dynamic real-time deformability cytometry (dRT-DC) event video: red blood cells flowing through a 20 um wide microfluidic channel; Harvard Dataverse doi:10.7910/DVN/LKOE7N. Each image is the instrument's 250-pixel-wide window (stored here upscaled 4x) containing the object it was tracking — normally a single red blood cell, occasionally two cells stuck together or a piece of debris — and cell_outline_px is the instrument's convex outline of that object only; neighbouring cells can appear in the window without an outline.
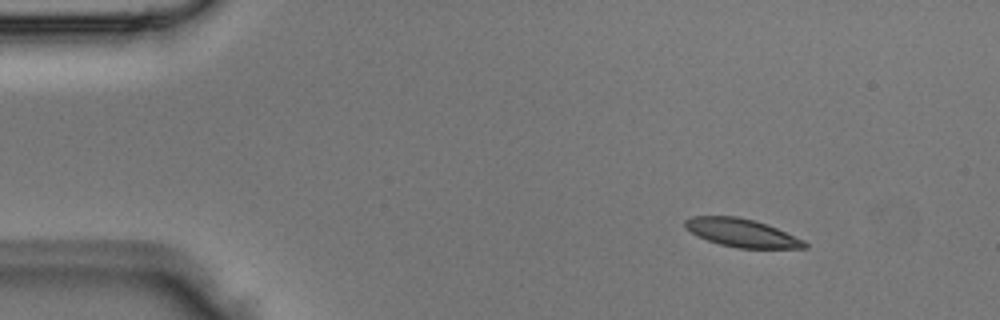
{"species": "Egyptian fruit bat (a non-hibernating species)", "species_latin": "Rousettus aegyptiacus", "temperature_condition": "room temperature", "stored_images_in_passage": 3, "camera_frame_rate_fps": 3000, "um_per_image_px": 0.085, "animal": {"sex": "male"}, "frame": {"image": 1, "passage_image": 1, "time_ms": 0.0, "image_size_px": [1000, 320], "cell_outline_px": [[808, 248], [736, 248], [720, 244], [708, 240], [684, 228], [684, 220], [692, 216], [736, 216], [768, 224], [804, 240], [808, 244]], "centroid_in_image_um": [63.06, 19.79], "position_along_channel_um": 21.9, "area_um2": 19.54}}
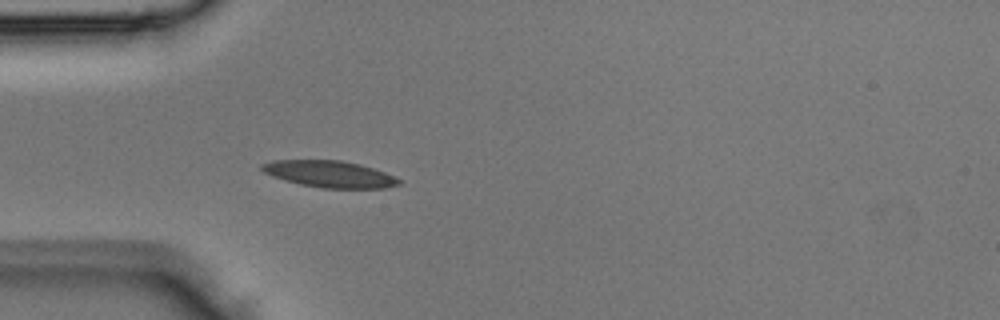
{"frame": {"image": 2, "passage_image": 3, "time_ms": 0.667, "image_size_px": [1000, 320], "cell_outline_px": [[400, 184], [384, 188], [320, 188], [300, 184], [284, 180], [272, 176], [264, 172], [260, 168], [260, 164], [272, 160], [340, 160], [360, 164], [384, 172], [400, 180]], "centroid_in_image_um": [27.96, 14.79], "position_along_channel_um": 57.0, "area_um2": 21.21}}